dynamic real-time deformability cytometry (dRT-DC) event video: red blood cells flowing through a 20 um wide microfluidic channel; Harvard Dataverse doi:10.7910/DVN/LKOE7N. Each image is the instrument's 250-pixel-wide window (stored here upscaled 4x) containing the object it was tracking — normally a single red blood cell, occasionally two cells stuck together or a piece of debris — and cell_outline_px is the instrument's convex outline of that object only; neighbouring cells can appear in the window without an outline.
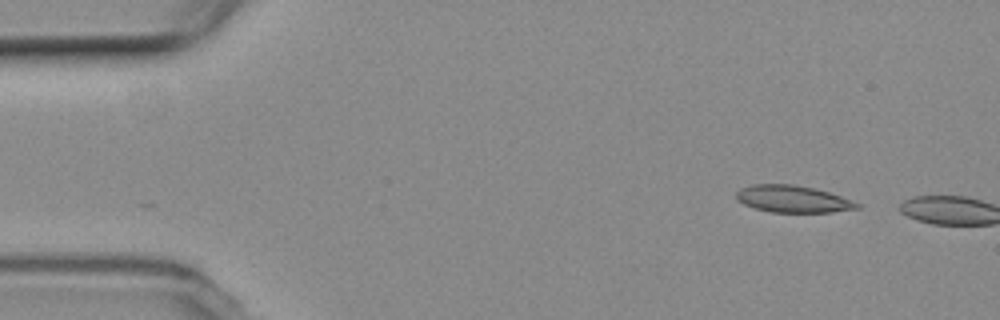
{"species": "common noctule bat (a hibernating species)", "species_latin": "Nyctalus noctula", "temperature_condition": "room temperature", "stored_images_in_passage": 2, "camera_frame_rate_fps": 3000, "um_per_image_px": 0.085, "animal": {"sex": "female", "body_mass_g": 19.3, "forearm_length_mm": 54.1}, "frame": {"image": 1, "passage_image": 2, "time_ms": 1.333, "image_size_px": [1000, 320], "cell_outline_px": [[860, 208], [832, 212], [772, 212], [756, 208], [744, 204], [736, 200], [736, 192], [740, 188], [752, 184], [792, 184], [812, 188], [828, 192], [840, 196], [860, 204]], "centroid_in_image_um": [67.35, 16.91], "position_along_channel_um": 17.6, "area_um2": 18.84}}